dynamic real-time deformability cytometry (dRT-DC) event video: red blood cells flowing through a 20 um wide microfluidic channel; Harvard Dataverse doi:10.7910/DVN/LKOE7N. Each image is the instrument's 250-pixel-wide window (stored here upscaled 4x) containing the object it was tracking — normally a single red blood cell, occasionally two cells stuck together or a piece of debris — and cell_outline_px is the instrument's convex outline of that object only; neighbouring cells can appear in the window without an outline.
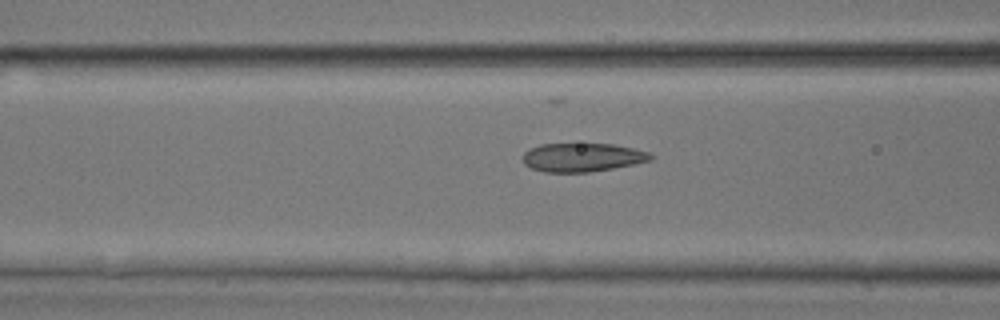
{"species": "common noctule bat (a hibernating species)", "species_latin": "Nyctalus noctula", "temperature_condition": "room temperature", "stored_images_in_passage": 45, "camera_frame_rate_fps": 3000, "um_per_image_px": 0.085, "animal": {"sex": "male", "body_mass_g": 17.9, "forearm_length_mm": 54.2}, "frame": {"image": 1, "passage_image": 15, "time_ms": 4.667, "image_size_px": [1000, 320], "cell_outline_px": [[652, 160], [612, 168], [588, 172], [544, 172], [532, 168], [524, 164], [524, 152], [528, 148], [540, 144], [612, 144], [652, 152]], "centroid_in_image_um": [49.49, 13.37], "position_along_channel_um": 117.1, "area_um2": 21.21}}
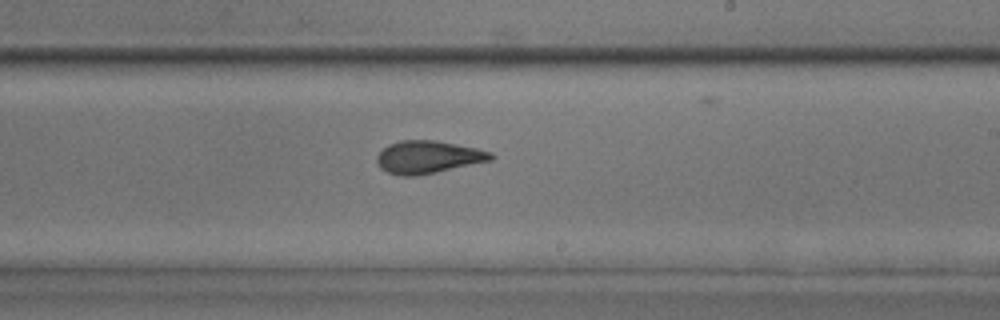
{"frame": {"image": 2, "passage_image": 25, "time_ms": 8.0, "image_size_px": [1000, 320], "cell_outline_px": [[496, 156], [492, 160], [436, 172], [416, 176], [400, 176], [388, 172], [380, 168], [376, 160], [376, 156], [388, 144], [400, 140], [436, 140], [476, 148], [492, 152]], "centroid_in_image_um": [36.38, 13.35], "position_along_channel_um": 252.6, "area_um2": 21.73}}
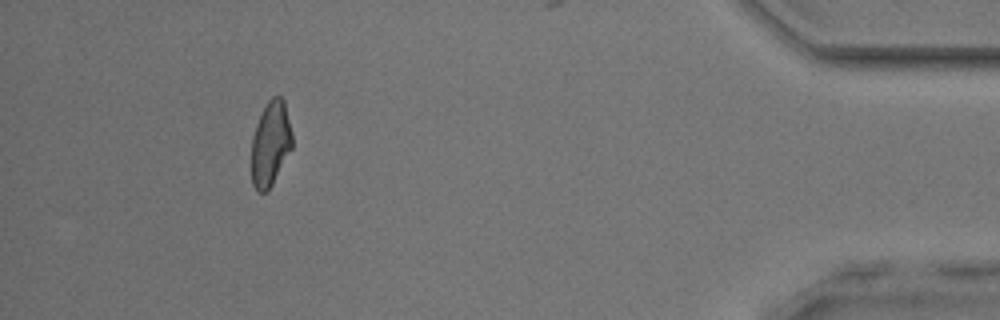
{"frame": {"image": 3, "passage_image": 41, "time_ms": 13.333, "image_size_px": [1000, 320], "cell_outline_px": [[292, 148], [268, 192], [256, 192], [252, 184], [252, 136], [256, 124], [268, 100], [272, 96], [280, 96], [284, 100], [292, 132]], "centroid_in_image_um": [22.99, 12.23], "position_along_channel_um": 412.2, "area_um2": 20.17}, "authors_computed_cell_mechanics": {"area_um2": 21.4438, "velocity_mm_per_s": 4.0815, "shape_relaxation_time_tau1_ms": 8.7868, "shape_relaxation_time_tau2_ms": 1.3124, "deformation_change_tau1": 0.205, "deformation_change_tau2": 0.0915}}